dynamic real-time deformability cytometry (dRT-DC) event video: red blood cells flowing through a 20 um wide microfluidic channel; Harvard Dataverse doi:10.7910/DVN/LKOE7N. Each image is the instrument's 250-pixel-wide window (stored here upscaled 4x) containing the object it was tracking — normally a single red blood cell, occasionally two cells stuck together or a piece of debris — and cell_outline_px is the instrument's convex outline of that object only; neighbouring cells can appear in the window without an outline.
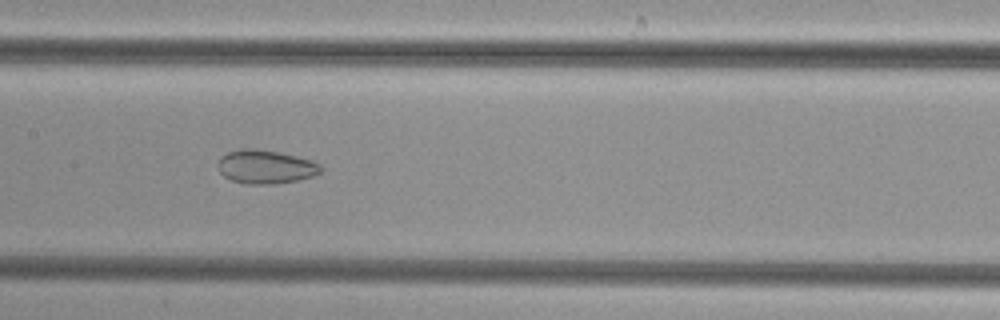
{"species": "common noctule bat (a hibernating species)", "species_latin": "Nyctalus noctula", "temperature_condition": "cold", "stored_images_in_passage": 42, "camera_frame_rate_fps": 3000, "um_per_image_px": 0.085, "animal": {"sex": "female", "body_mass_g": 29.2, "forearm_length_mm": 56.3}, "frame": {"image": 1, "passage_image": 17, "time_ms": 5.333, "image_size_px": [1000, 320], "cell_outline_px": [[320, 172], [316, 176], [300, 180], [276, 184], [244, 184], [232, 180], [224, 176], [220, 172], [216, 164], [220, 156], [228, 152], [240, 148], [256, 148], [280, 152], [312, 160], [320, 164]], "centroid_in_image_um": [22.56, 14.18], "position_along_channel_um": 184.8, "area_um2": 20.58}}
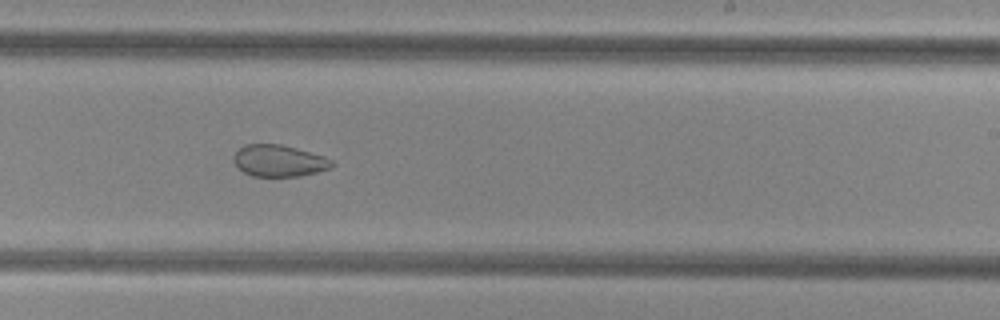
{"frame": {"image": 2, "passage_image": 23, "time_ms": 7.333, "image_size_px": [1000, 320], "cell_outline_px": [[336, 164], [332, 168], [300, 176], [252, 176], [244, 172], [232, 160], [236, 152], [244, 144], [280, 144], [296, 148], [324, 156], [332, 160]], "centroid_in_image_um": [23.74, 13.66], "position_along_channel_um": 265.3, "area_um2": 18.09}}
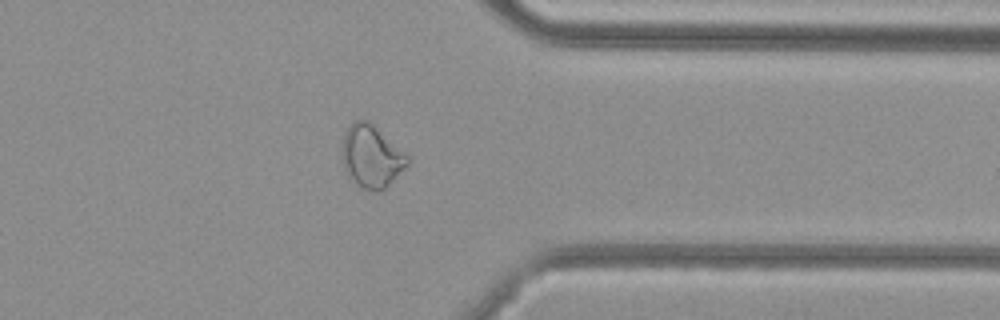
{"frame": {"image": 3, "passage_image": 32, "time_ms": 10.333, "image_size_px": [1000, 320], "cell_outline_px": [[408, 164], [380, 192], [360, 188], [344, 172], [340, 152], [344, 132], [348, 124], [356, 120], [368, 120], [404, 152], [408, 156]], "centroid_in_image_um": [31.49, 13.29], "position_along_channel_um": 379.9, "area_um2": 23.87}}